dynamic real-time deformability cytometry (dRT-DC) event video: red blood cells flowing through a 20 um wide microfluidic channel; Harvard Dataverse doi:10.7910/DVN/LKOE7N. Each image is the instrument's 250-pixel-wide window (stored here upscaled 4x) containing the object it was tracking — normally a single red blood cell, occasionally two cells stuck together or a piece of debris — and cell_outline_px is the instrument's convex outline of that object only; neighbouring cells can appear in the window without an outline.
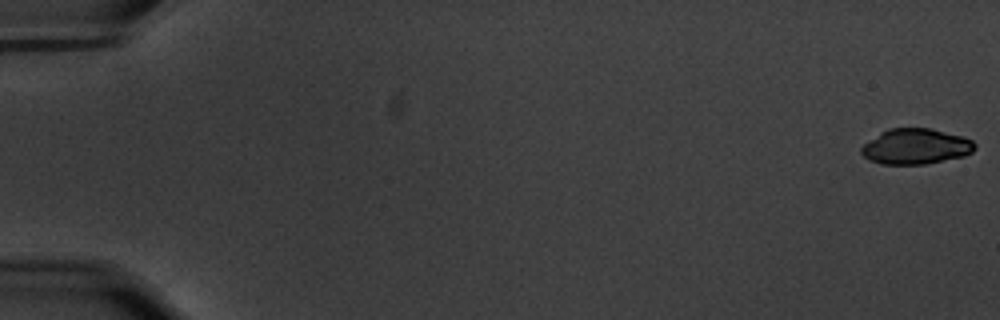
{"species": "common noctule bat (a hibernating species)", "species_latin": "Nyctalus noctula", "temperature_condition": "warm", "stored_images_in_passage": 59, "camera_frame_rate_fps": 3000, "um_per_image_px": 0.085, "animal": {"sex": "male", "body_mass_g": 20.1, "forearm_length_mm": 53.5}, "frame": {"image": 1, "passage_image": 1, "time_ms": 0.0, "image_size_px": [1000, 320], "cell_outline_px": [[976, 148], [972, 152], [964, 156], [924, 164], [880, 164], [868, 160], [860, 152], [860, 148], [864, 144], [880, 132], [888, 128], [932, 128], [964, 136], [972, 140], [976, 144]], "centroid_in_image_um": [77.84, 12.44], "position_along_channel_um": 7.2, "area_um2": 23.7}}
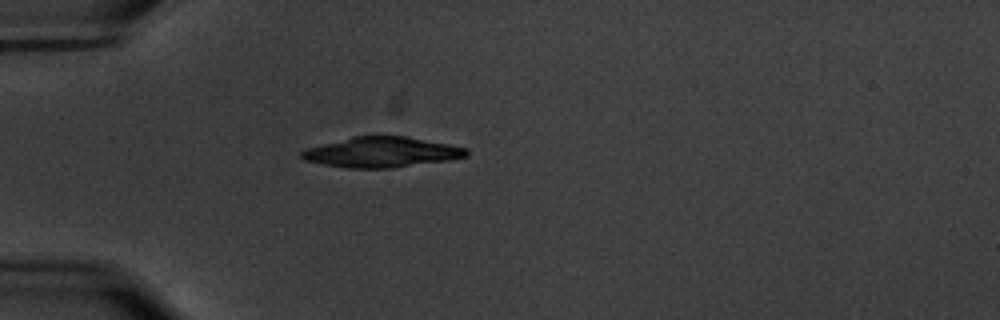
{"frame": {"image": 2, "passage_image": 18, "time_ms": 5.667, "image_size_px": [1000, 320], "cell_outline_px": [[468, 156], [448, 160], [388, 168], [348, 168], [324, 164], [304, 160], [300, 156], [300, 152], [304, 148], [352, 136], [408, 136], [468, 148]], "centroid_in_image_um": [32.4, 12.92], "position_along_channel_um": 52.6, "area_um2": 29.07}}
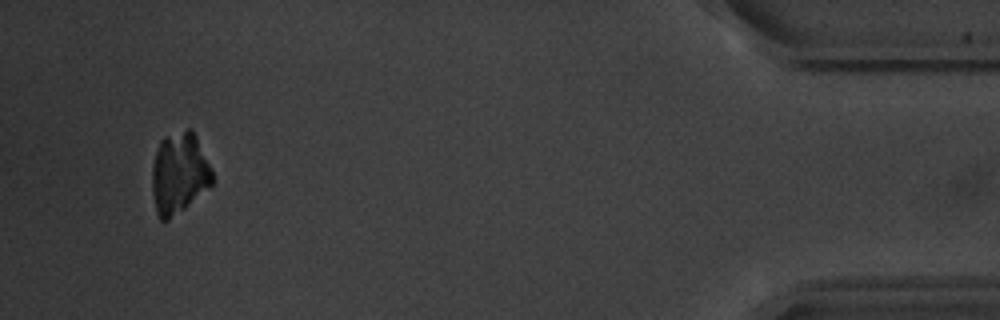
{"frame": {"image": 3, "passage_image": 56, "time_ms": 18.333, "image_size_px": [1000, 320], "cell_outline_px": [[212, 184], [184, 208], [168, 220], [160, 220], [156, 212], [152, 192], [152, 164], [160, 140], [164, 136], [188, 128], [192, 128], [196, 136], [212, 172]], "centroid_in_image_um": [15.19, 14.71], "position_along_channel_um": 420.0, "area_um2": 28.21}}